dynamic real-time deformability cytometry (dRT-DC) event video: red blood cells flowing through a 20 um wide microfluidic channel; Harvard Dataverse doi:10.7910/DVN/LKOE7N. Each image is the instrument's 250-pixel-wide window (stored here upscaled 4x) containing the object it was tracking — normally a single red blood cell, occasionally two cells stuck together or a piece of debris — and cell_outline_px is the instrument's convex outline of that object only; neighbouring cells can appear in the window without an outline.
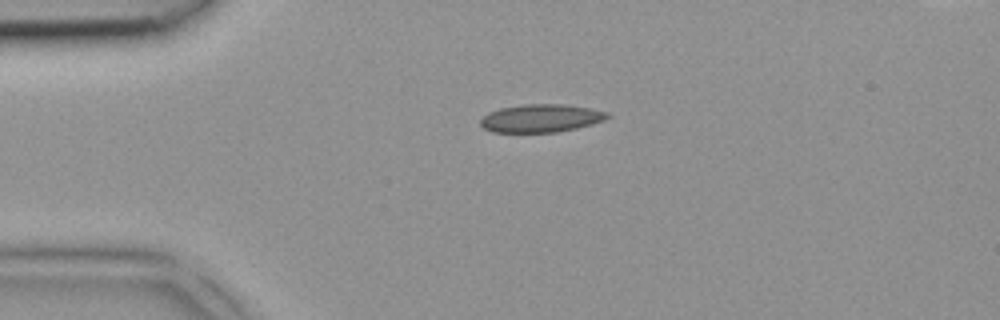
{"species": "common noctule bat (a hibernating species)", "species_latin": "Nyctalus noctula", "temperature_condition": "room temperature", "stored_images_in_passage": 3, "camera_frame_rate_fps": 3000, "um_per_image_px": 0.085, "animal": {"sex": "female", "body_mass_g": 18.4}, "frame": {"image": 1, "passage_image": 1, "time_ms": 0.0, "image_size_px": [1000, 320], "cell_outline_px": [[612, 116], [604, 120], [592, 124], [576, 128], [556, 132], [492, 132], [484, 128], [480, 124], [480, 120], [488, 112], [500, 108], [524, 104], [564, 104], [588, 108], [608, 112]], "centroid_in_image_um": [45.98, 10.05], "position_along_channel_um": 39.0, "area_um2": 20.69}}
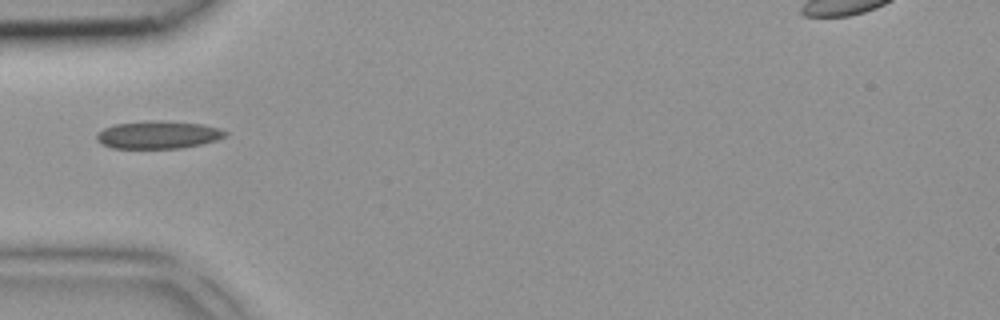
{"frame": {"image": 2, "passage_image": 2, "time_ms": 0.333, "image_size_px": [1000, 320], "cell_outline_px": [[228, 132], [224, 136], [216, 140], [200, 144], [180, 148], [112, 148], [100, 144], [96, 140], [96, 132], [104, 128], [116, 124], [148, 120], [164, 120], [204, 124], [220, 128]], "centroid_in_image_um": [13.41, 11.44], "position_along_channel_um": 71.6, "area_um2": 20.98}}